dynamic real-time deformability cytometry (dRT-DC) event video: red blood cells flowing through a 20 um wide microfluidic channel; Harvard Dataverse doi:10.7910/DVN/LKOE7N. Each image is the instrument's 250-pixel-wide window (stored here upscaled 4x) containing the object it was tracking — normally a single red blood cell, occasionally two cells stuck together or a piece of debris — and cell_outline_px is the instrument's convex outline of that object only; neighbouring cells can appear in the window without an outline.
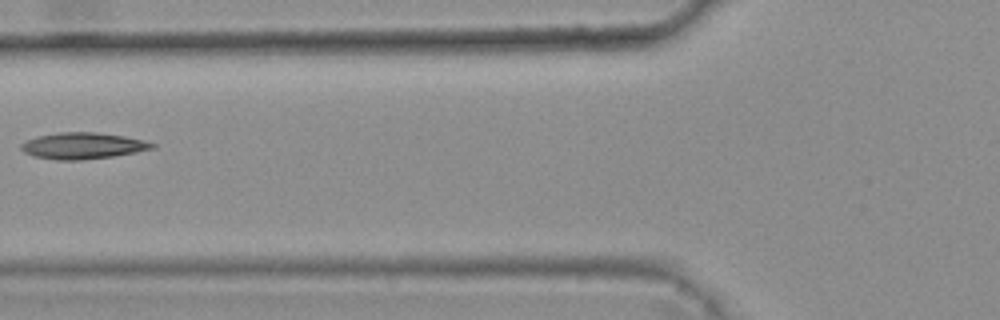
{"species": "common noctule bat (a hibernating species)", "species_latin": "Nyctalus noctula", "temperature_condition": "warm", "stored_images_in_passage": 4, "camera_frame_rate_fps": 3000, "um_per_image_px": 0.085, "animal": {"sex": "female", "body_mass_g": 25.1}, "frame": {"image": 1, "passage_image": 3, "time_ms": 0.667, "image_size_px": [1000, 320], "cell_outline_px": [[156, 144], [152, 148], [112, 156], [80, 160], [56, 160], [36, 156], [24, 152], [20, 148], [20, 144], [36, 136], [60, 132], [96, 132], [124, 136], [144, 140]], "centroid_in_image_um": [6.99, 12.38], "position_along_channel_um": 118.8, "area_um2": 19.83}}
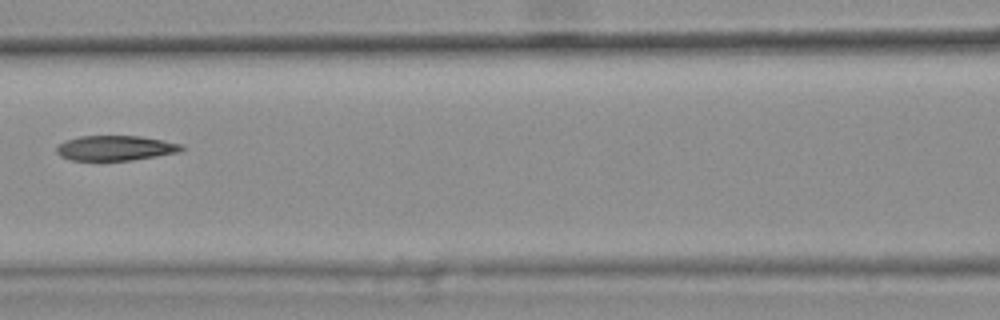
{"frame": {"image": 2, "passage_image": 4, "time_ms": 1.0, "image_size_px": [1000, 320], "cell_outline_px": [[184, 148], [180, 152], [132, 160], [72, 160], [60, 156], [56, 152], [56, 148], [64, 140], [80, 136], [140, 136], [184, 144]], "centroid_in_image_um": [9.82, 12.58], "position_along_channel_um": 156.8, "area_um2": 18.21}}